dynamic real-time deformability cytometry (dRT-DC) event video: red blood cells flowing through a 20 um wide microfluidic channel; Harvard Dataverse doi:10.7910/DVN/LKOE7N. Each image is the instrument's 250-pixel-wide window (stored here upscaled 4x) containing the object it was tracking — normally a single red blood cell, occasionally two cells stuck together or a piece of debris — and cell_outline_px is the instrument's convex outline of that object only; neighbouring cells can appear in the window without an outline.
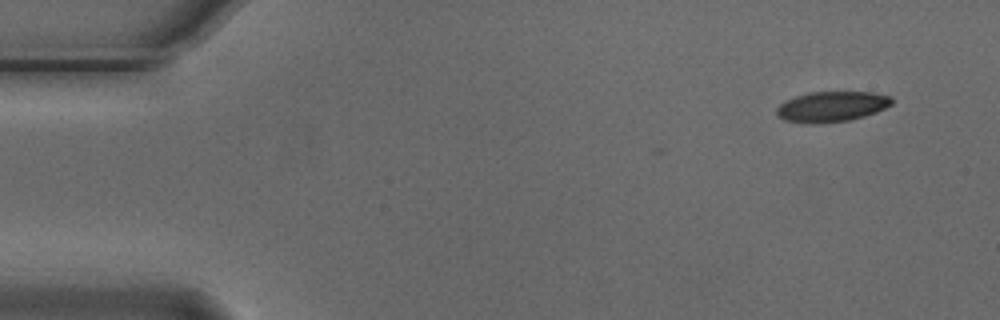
{"species": "Egyptian fruit bat (a non-hibernating species)", "species_latin": "Rousettus aegyptiacus", "temperature_condition": "cold", "stored_images_in_passage": 2, "camera_frame_rate_fps": 3000, "um_per_image_px": 0.085, "animal": {"sex": "male"}, "frame": {"image": 1, "passage_image": 1, "time_ms": 0.0, "image_size_px": [1000, 320], "cell_outline_px": [[892, 104], [876, 112], [864, 116], [848, 120], [820, 124], [812, 124], [784, 120], [776, 116], [776, 108], [784, 100], [808, 92], [872, 92], [892, 96]], "centroid_in_image_um": [70.66, 9.06], "position_along_channel_um": 14.3, "area_um2": 20.58}}